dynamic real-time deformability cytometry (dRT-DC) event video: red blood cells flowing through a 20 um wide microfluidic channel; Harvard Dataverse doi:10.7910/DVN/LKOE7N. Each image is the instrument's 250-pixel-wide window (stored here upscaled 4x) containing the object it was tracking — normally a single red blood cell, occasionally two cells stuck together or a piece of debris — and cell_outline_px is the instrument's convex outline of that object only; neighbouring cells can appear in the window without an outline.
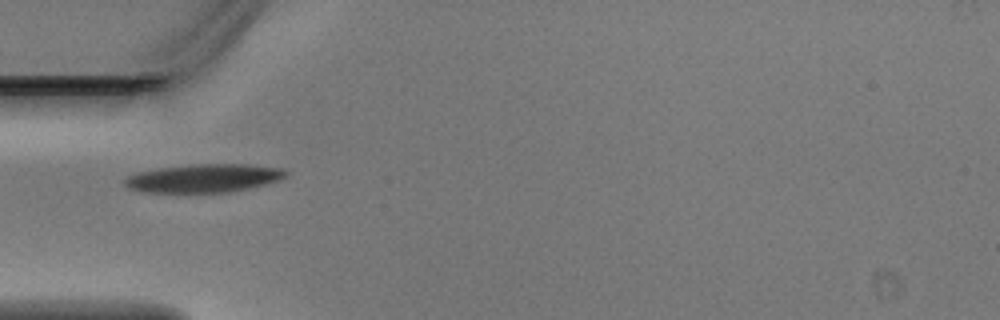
{"species": "Egyptian fruit bat (a non-hibernating species)", "species_latin": "Rousettus aegyptiacus", "temperature_condition": "warm", "stored_images_in_passage": 2, "camera_frame_rate_fps": 3000, "um_per_image_px": 0.085, "animal": {"sex": "male"}, "frame": {"image": 1, "passage_image": 2, "time_ms": 0.333, "image_size_px": [1000, 320], "cell_outline_px": [[288, 176], [280, 180], [264, 184], [228, 192], [148, 192], [128, 188], [124, 184], [124, 180], [128, 176], [140, 172], [156, 168], [196, 164], [244, 164], [284, 168], [288, 172]], "centroid_in_image_um": [17.36, 15.13], "position_along_channel_um": 67.6, "area_um2": 26.41}}